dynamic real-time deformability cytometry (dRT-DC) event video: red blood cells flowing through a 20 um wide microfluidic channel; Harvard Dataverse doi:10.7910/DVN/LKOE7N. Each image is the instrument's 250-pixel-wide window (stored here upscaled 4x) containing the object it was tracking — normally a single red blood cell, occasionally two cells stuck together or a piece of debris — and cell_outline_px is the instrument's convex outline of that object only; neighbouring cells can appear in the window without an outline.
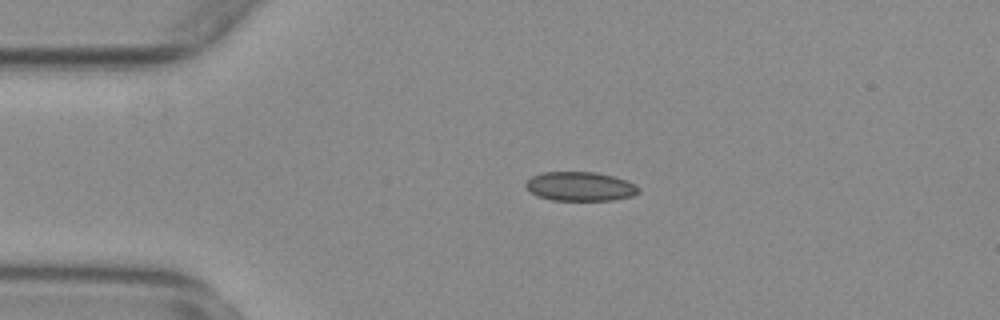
{"species": "common noctule bat (a hibernating species)", "species_latin": "Nyctalus noctula", "temperature_condition": "warm", "stored_images_in_passage": 45, "camera_frame_rate_fps": 3000, "um_per_image_px": 0.085, "animal": {"sex": "female", "body_mass_g": 29.2, "forearm_length_mm": 56.3}, "frame": {"image": 1, "passage_image": 2, "time_ms": 0.333, "image_size_px": [1000, 320], "cell_outline_px": [[640, 192], [632, 196], [612, 200], [552, 200], [536, 196], [524, 184], [532, 176], [544, 172], [596, 172], [628, 180], [636, 184], [640, 188]], "centroid_in_image_um": [49.35, 15.84], "position_along_channel_um": 35.6, "area_um2": 19.19}}
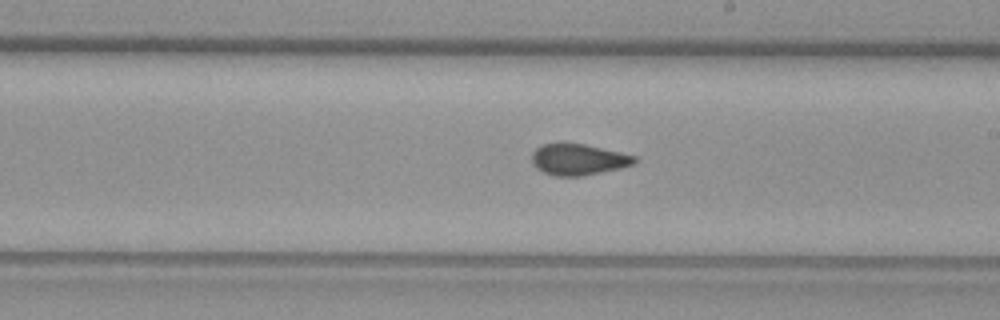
{"frame": {"image": 2, "passage_image": 21, "time_ms": 6.667, "image_size_px": [1000, 320], "cell_outline_px": [[636, 160], [632, 164], [620, 168], [584, 176], [552, 176], [536, 168], [532, 164], [532, 152], [536, 148], [544, 144], [564, 140], [584, 144], [620, 152], [636, 156]], "centroid_in_image_um": [49.1, 13.53], "position_along_channel_um": 239.9, "area_um2": 19.07}}
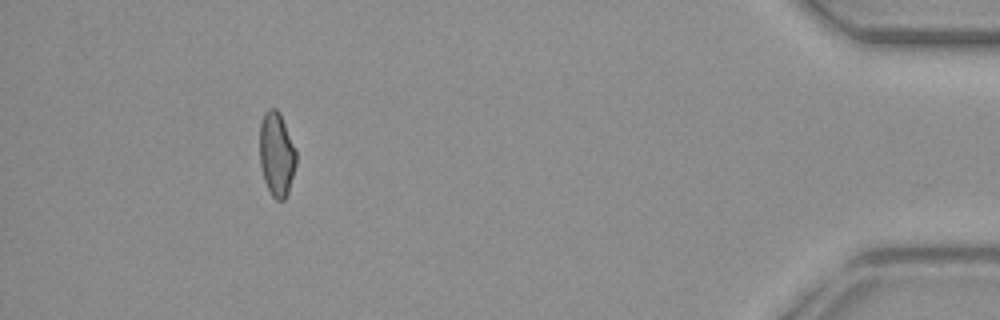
{"frame": {"image": 3, "passage_image": 40, "time_ms": 13.0, "image_size_px": [1000, 320], "cell_outline_px": [[296, 164], [288, 192], [284, 200], [276, 200], [272, 196], [264, 180], [260, 164], [260, 124], [264, 112], [268, 108], [276, 108], [280, 112], [296, 152]], "centroid_in_image_um": [23.5, 13.09], "position_along_channel_um": 411.7, "area_um2": 17.8}, "authors_computed_cell_mechanics": {"area_um2": 18.5538, "velocity_mm_per_s": 3.7643, "shape_relaxation_time_tau1_ms": null, "shape_relaxation_time_tau2_ms": 1.3904, "deformation_change_tau1": null, "deformation_change_tau2": 0.066}}